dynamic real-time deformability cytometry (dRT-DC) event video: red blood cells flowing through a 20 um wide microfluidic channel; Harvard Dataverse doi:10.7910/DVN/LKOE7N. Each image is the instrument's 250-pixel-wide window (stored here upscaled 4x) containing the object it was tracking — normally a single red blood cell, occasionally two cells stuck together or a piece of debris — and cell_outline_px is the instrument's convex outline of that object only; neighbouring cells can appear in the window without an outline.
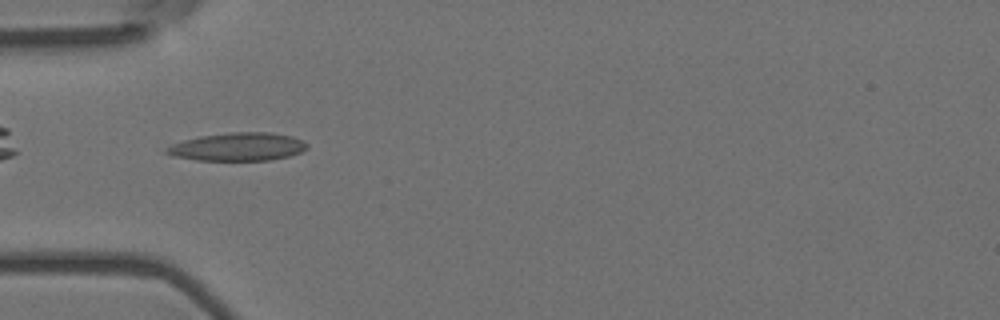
{"species": "Egyptian fruit bat (a non-hibernating species)", "species_latin": "Rousettus aegyptiacus", "temperature_condition": "room temperature", "stored_images_in_passage": 40, "camera_frame_rate_fps": 3000, "um_per_image_px": 0.085, "animal": {"sex": "female"}, "frame": {"image": 1, "passage_image": 2, "time_ms": 0.333, "image_size_px": [1000, 320], "cell_outline_px": [[308, 148], [300, 152], [288, 156], [272, 160], [196, 160], [172, 156], [164, 152], [164, 148], [172, 144], [184, 140], [200, 136], [232, 132], [268, 132], [292, 136], [308, 144]], "centroid_in_image_um": [20.19, 12.48], "position_along_channel_um": 64.8, "area_um2": 23.0}}
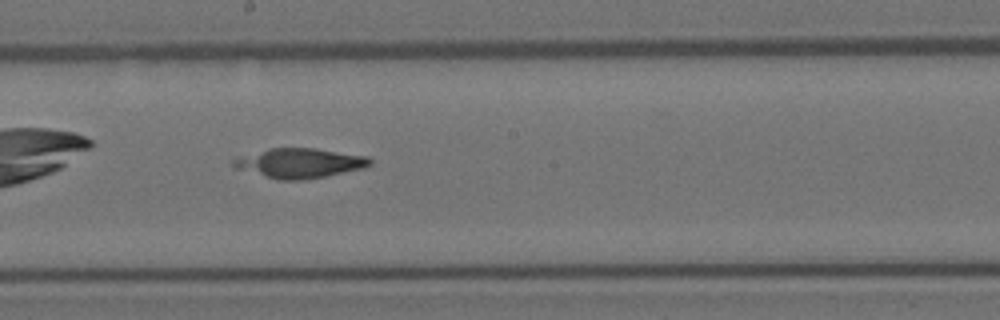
{"frame": {"image": 2, "passage_image": 15, "time_ms": 4.667, "image_size_px": [1000, 320], "cell_outline_px": [[372, 164], [364, 168], [308, 180], [276, 180], [232, 168], [228, 164], [232, 160], [240, 156], [268, 148], [316, 148], [368, 156], [372, 160]], "centroid_in_image_um": [25.41, 13.87], "position_along_channel_um": 222.8, "area_um2": 24.16}}
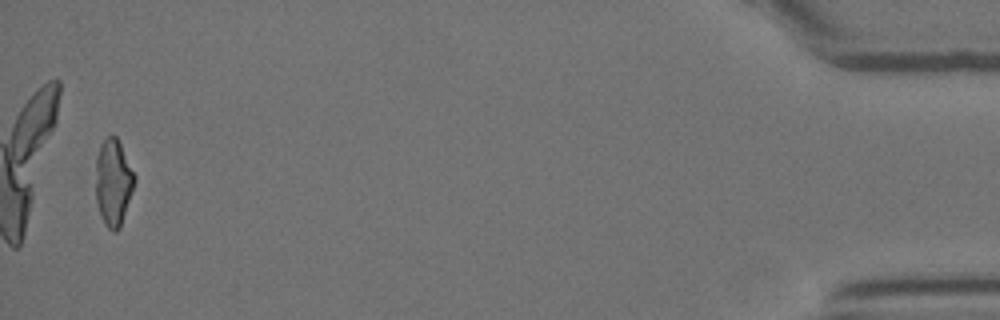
{"frame": {"image": 3, "passage_image": 39, "time_ms": 12.667, "image_size_px": [1000, 320], "cell_outline_px": [[136, 180], [120, 228], [116, 232], [112, 232], [104, 224], [100, 216], [96, 200], [96, 156], [100, 144], [112, 132], [116, 136], [136, 176]], "centroid_in_image_um": [9.62, 15.51], "position_along_channel_um": 425.6, "area_um2": 19.77}}